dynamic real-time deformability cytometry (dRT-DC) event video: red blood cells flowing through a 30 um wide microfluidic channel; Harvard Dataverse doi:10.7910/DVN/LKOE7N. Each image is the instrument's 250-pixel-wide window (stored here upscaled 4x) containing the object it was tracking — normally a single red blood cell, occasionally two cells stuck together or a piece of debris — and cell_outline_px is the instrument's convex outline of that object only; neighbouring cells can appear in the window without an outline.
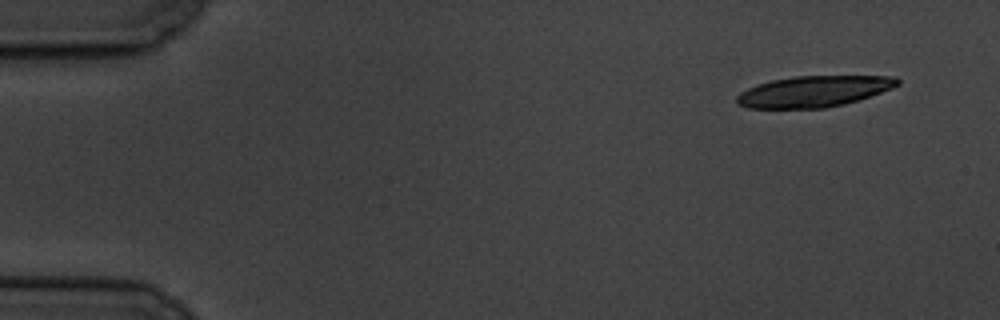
{"species": "common noctule bat (a hibernating species)", "species_latin": "Nyctalus noctula", "temperature_condition": "cold", "stored_images_in_passage": 5, "camera_frame_rate_fps": 3000, "um_per_image_px": 0.085, "animal": {"sex": "male", "body_mass_g": 19.5, "forearm_length_mm": 54.6}, "frame": {"image": 1, "passage_image": 1, "time_ms": 0.0, "image_size_px": [1000, 320], "cell_outline_px": [[900, 84], [892, 88], [860, 100], [844, 104], [824, 108], [748, 108], [736, 104], [736, 96], [740, 92], [756, 84], [772, 80], [796, 76], [896, 76], [900, 80]], "centroid_in_image_um": [69.17, 7.77], "position_along_channel_um": 15.8, "area_um2": 29.25}}
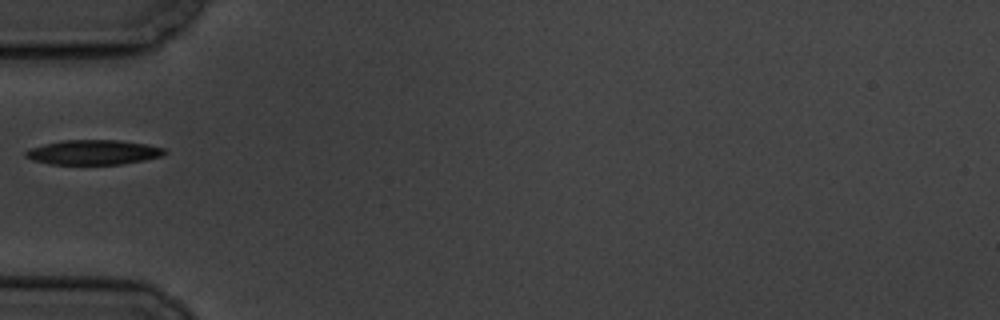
{"frame": {"image": 2, "passage_image": 5, "time_ms": 5.333, "image_size_px": [1000, 320], "cell_outline_px": [[168, 152], [164, 156], [144, 160], [120, 164], [48, 164], [32, 160], [24, 156], [24, 152], [28, 148], [60, 140], [120, 140], [148, 144], [164, 148]], "centroid_in_image_um": [7.93, 12.94], "position_along_channel_um": 77.1, "area_um2": 20.29}}